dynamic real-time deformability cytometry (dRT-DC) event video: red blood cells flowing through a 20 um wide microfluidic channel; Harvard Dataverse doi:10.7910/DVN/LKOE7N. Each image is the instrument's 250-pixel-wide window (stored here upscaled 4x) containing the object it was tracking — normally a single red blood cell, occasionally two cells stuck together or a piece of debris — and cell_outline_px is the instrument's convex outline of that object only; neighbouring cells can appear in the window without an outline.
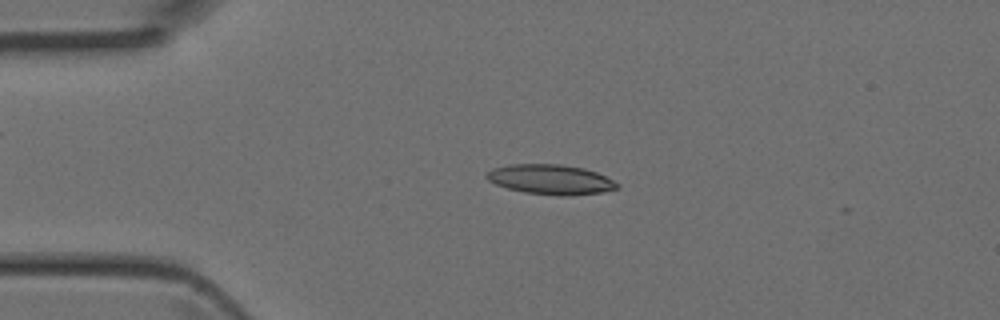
{"species": "Egyptian fruit bat (a non-hibernating species)", "species_latin": "Rousettus aegyptiacus", "temperature_condition": "room temperature", "stored_images_in_passage": 5, "camera_frame_rate_fps": 3000, "um_per_image_px": 0.085, "animal": {"sex": "female"}, "frame": {"image": 1, "passage_image": 4, "time_ms": 1.0, "image_size_px": [1000, 320], "cell_outline_px": [[620, 188], [600, 192], [568, 196], [560, 196], [524, 192], [508, 188], [496, 184], [488, 180], [484, 176], [492, 168], [508, 164], [560, 164], [584, 168], [596, 172], [620, 184]], "centroid_in_image_um": [46.79, 15.25], "position_along_channel_um": 38.2, "area_um2": 22.72}}